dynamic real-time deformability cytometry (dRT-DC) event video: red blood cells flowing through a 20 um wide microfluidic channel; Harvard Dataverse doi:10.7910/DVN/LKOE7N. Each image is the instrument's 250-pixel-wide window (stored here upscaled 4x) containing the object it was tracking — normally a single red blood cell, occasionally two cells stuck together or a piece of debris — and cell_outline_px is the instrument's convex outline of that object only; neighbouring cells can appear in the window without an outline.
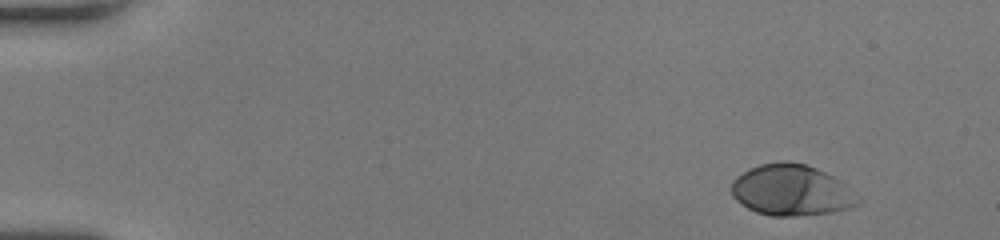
{"species": "human", "species_latin": "Homo sapiens", "temperature_condition": "room temperature", "stored_images_in_passage": 49, "camera_frame_rate_fps": 3000, "um_per_image_px": 0.085, "donor": {"sex": "female"}, "frame": {"image": 1, "passage_image": 1, "time_ms": 0.0, "image_size_px": [1000, 240], "cell_outline_px": [[860, 204], [836, 212], [796, 216], [772, 216], [756, 212], [748, 208], [736, 200], [732, 196], [732, 180], [736, 176], [760, 164], [784, 160], [808, 164], [832, 176], [860, 200]], "centroid_in_image_um": [67.23, 16.17], "position_along_channel_um": 17.8, "area_um2": 37.34}}
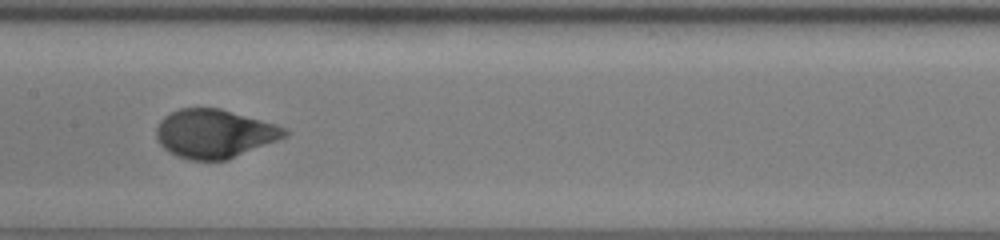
{"frame": {"image": 2, "passage_image": 24, "time_ms": 7.667, "image_size_px": [1000, 240], "cell_outline_px": [[292, 132], [288, 136], [228, 160], [188, 160], [176, 156], [168, 152], [156, 140], [156, 128], [160, 120], [164, 116], [180, 108], [220, 108], [276, 124], [288, 128]], "centroid_in_image_um": [18.25, 11.37], "position_along_channel_um": 189.2, "area_um2": 36.76}}
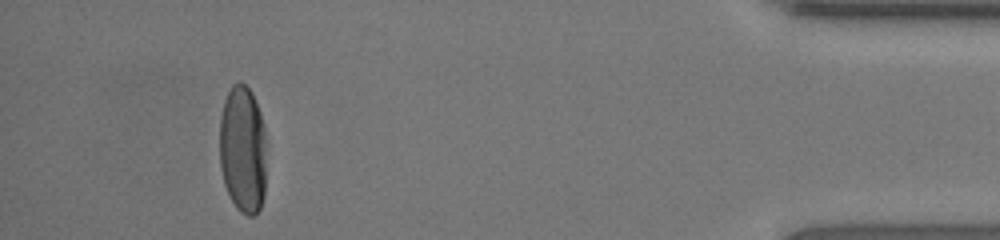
{"frame": {"image": 3, "passage_image": 45, "time_ms": 14.667, "image_size_px": [1000, 240], "cell_outline_px": [[264, 196], [260, 208], [252, 216], [248, 216], [240, 212], [236, 208], [224, 184], [220, 168], [220, 116], [224, 100], [232, 84], [236, 80], [240, 80], [252, 92], [260, 112], [264, 128]], "centroid_in_image_um": [20.61, 12.67], "position_along_channel_um": 414.6, "area_um2": 34.91}, "authors_computed_cell_mechanics": {"area_um2": 36.0094, "velocity_mm_per_s": 4.0417, "shape_relaxation_time_tau1_ms": 3.3026, "shape_relaxation_time_tau2_ms": null, "deformation_change_tau1": 0.2041, "deformation_change_tau2": null}}